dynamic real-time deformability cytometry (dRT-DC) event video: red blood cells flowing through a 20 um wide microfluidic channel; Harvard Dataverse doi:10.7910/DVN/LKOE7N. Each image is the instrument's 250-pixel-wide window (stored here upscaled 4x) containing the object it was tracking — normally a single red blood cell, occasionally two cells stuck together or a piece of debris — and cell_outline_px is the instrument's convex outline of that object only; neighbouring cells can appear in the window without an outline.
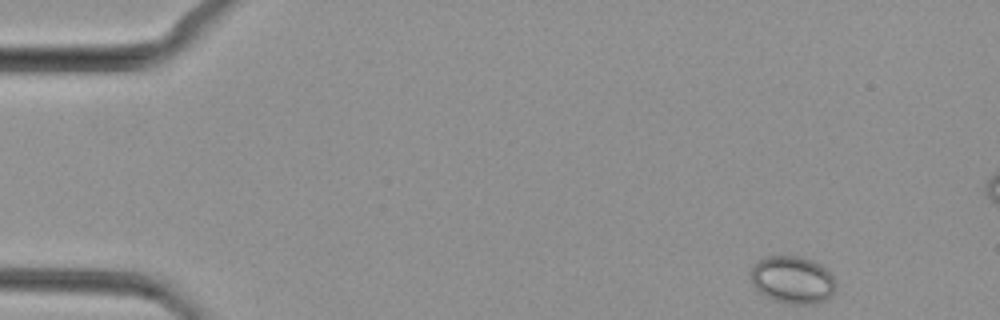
{"species": "common noctule bat (a hibernating species)", "species_latin": "Nyctalus noctula", "temperature_condition": "cold", "stored_images_in_passage": 15, "camera_frame_rate_fps": 3000, "um_per_image_px": 0.085, "animal": {"sex": "female", "body_mass_g": 29.2, "forearm_length_mm": 56.3}, "frame": {"image": 1, "passage_image": 1, "time_ms": 0.0, "image_size_px": [1000, 320], "cell_outline_px": [[836, 292], [832, 296], [816, 304], [792, 304], [776, 300], [764, 296], [752, 284], [748, 272], [752, 264], [756, 260], [764, 256], [800, 256], [812, 260], [820, 264], [836, 280]], "centroid_in_image_um": [67.34, 23.77], "position_along_channel_um": 17.7, "area_um2": 24.04}}
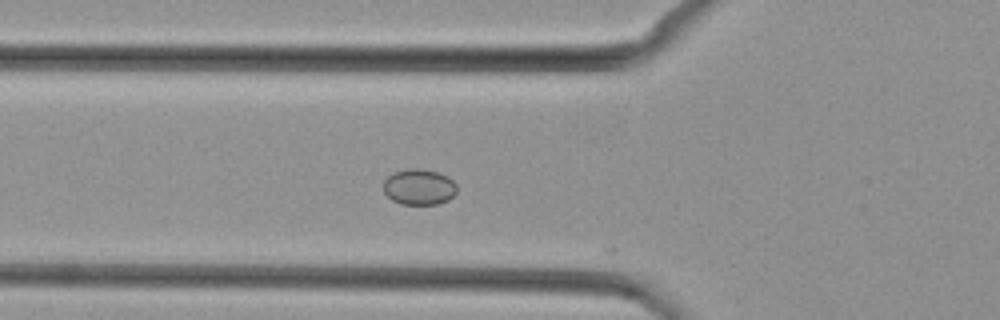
{"frame": {"image": 2, "passage_image": 14, "time_ms": 4.333, "image_size_px": [1000, 320], "cell_outline_px": [[456, 192], [448, 200], [436, 204], [400, 204], [392, 200], [384, 192], [384, 180], [392, 172], [408, 168], [416, 168], [436, 172], [448, 176], [456, 184]], "centroid_in_image_um": [35.6, 15.88], "position_along_channel_um": 90.2, "area_um2": 15.32}}